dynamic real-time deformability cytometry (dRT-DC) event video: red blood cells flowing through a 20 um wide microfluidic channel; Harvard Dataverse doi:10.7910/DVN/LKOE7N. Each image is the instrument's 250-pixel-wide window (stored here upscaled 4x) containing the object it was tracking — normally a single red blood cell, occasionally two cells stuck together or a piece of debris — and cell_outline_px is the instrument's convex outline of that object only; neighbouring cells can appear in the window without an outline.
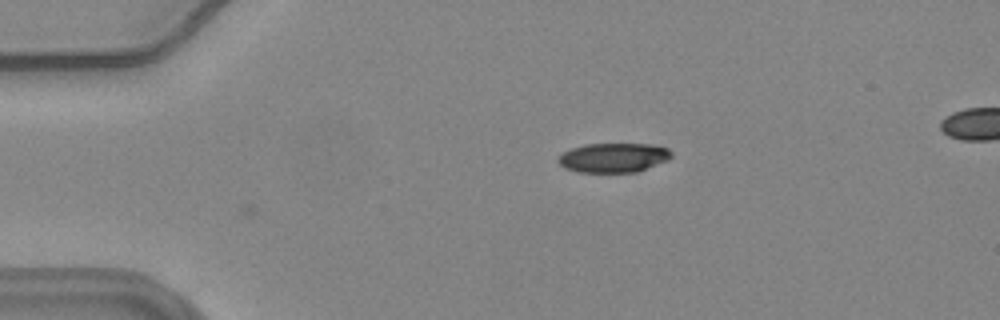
{"species": "common noctule bat (a hibernating species)", "species_latin": "Nyctalus noctula", "temperature_condition": "warm", "stored_images_in_passage": 3, "camera_frame_rate_fps": 3000, "um_per_image_px": 0.085, "animal": {"sex": "female", "body_mass_g": 24.6, "forearm_length_mm": 56.2}, "frame": {"image": 1, "passage_image": 3, "time_ms": 0.667, "image_size_px": [1000, 320], "cell_outline_px": [[672, 156], [668, 160], [636, 172], [576, 172], [564, 168], [556, 160], [564, 152], [572, 148], [584, 144], [652, 144], [668, 148], [672, 152]], "centroid_in_image_um": [52.15, 13.4], "position_along_channel_um": 32.9, "area_um2": 19.42}}